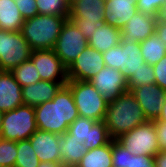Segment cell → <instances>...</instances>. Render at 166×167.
<instances>
[{
	"mask_svg": "<svg viewBox=\"0 0 166 167\" xmlns=\"http://www.w3.org/2000/svg\"><path fill=\"white\" fill-rule=\"evenodd\" d=\"M62 86L59 82L40 80L37 83L22 87L23 105L36 107L50 101Z\"/></svg>",
	"mask_w": 166,
	"mask_h": 167,
	"instance_id": "obj_20",
	"label": "cell"
},
{
	"mask_svg": "<svg viewBox=\"0 0 166 167\" xmlns=\"http://www.w3.org/2000/svg\"><path fill=\"white\" fill-rule=\"evenodd\" d=\"M30 59L38 69L41 80L59 82L63 86L67 84V67L53 49L34 50Z\"/></svg>",
	"mask_w": 166,
	"mask_h": 167,
	"instance_id": "obj_11",
	"label": "cell"
},
{
	"mask_svg": "<svg viewBox=\"0 0 166 167\" xmlns=\"http://www.w3.org/2000/svg\"><path fill=\"white\" fill-rule=\"evenodd\" d=\"M104 67L105 62L102 53L87 46L67 68L68 79L89 81Z\"/></svg>",
	"mask_w": 166,
	"mask_h": 167,
	"instance_id": "obj_12",
	"label": "cell"
},
{
	"mask_svg": "<svg viewBox=\"0 0 166 167\" xmlns=\"http://www.w3.org/2000/svg\"><path fill=\"white\" fill-rule=\"evenodd\" d=\"M105 8V0H71L68 19L97 23V21L105 20Z\"/></svg>",
	"mask_w": 166,
	"mask_h": 167,
	"instance_id": "obj_17",
	"label": "cell"
},
{
	"mask_svg": "<svg viewBox=\"0 0 166 167\" xmlns=\"http://www.w3.org/2000/svg\"><path fill=\"white\" fill-rule=\"evenodd\" d=\"M166 0H136L137 10L158 17L160 10L165 6Z\"/></svg>",
	"mask_w": 166,
	"mask_h": 167,
	"instance_id": "obj_32",
	"label": "cell"
},
{
	"mask_svg": "<svg viewBox=\"0 0 166 167\" xmlns=\"http://www.w3.org/2000/svg\"><path fill=\"white\" fill-rule=\"evenodd\" d=\"M3 114L4 112L0 111V130H1V125H2Z\"/></svg>",
	"mask_w": 166,
	"mask_h": 167,
	"instance_id": "obj_43",
	"label": "cell"
},
{
	"mask_svg": "<svg viewBox=\"0 0 166 167\" xmlns=\"http://www.w3.org/2000/svg\"><path fill=\"white\" fill-rule=\"evenodd\" d=\"M129 167H155L154 157L147 155L130 156Z\"/></svg>",
	"mask_w": 166,
	"mask_h": 167,
	"instance_id": "obj_36",
	"label": "cell"
},
{
	"mask_svg": "<svg viewBox=\"0 0 166 167\" xmlns=\"http://www.w3.org/2000/svg\"><path fill=\"white\" fill-rule=\"evenodd\" d=\"M155 33L161 38L166 47V21L157 20Z\"/></svg>",
	"mask_w": 166,
	"mask_h": 167,
	"instance_id": "obj_38",
	"label": "cell"
},
{
	"mask_svg": "<svg viewBox=\"0 0 166 167\" xmlns=\"http://www.w3.org/2000/svg\"><path fill=\"white\" fill-rule=\"evenodd\" d=\"M66 85L72 92L80 117L105 120L109 102L89 81L68 80Z\"/></svg>",
	"mask_w": 166,
	"mask_h": 167,
	"instance_id": "obj_4",
	"label": "cell"
},
{
	"mask_svg": "<svg viewBox=\"0 0 166 167\" xmlns=\"http://www.w3.org/2000/svg\"><path fill=\"white\" fill-rule=\"evenodd\" d=\"M60 153L61 165L75 167L87 152L84 144H80L77 139H74L69 133L65 132L60 135Z\"/></svg>",
	"mask_w": 166,
	"mask_h": 167,
	"instance_id": "obj_22",
	"label": "cell"
},
{
	"mask_svg": "<svg viewBox=\"0 0 166 167\" xmlns=\"http://www.w3.org/2000/svg\"><path fill=\"white\" fill-rule=\"evenodd\" d=\"M104 18L106 24L122 29L138 11L136 0H105Z\"/></svg>",
	"mask_w": 166,
	"mask_h": 167,
	"instance_id": "obj_18",
	"label": "cell"
},
{
	"mask_svg": "<svg viewBox=\"0 0 166 167\" xmlns=\"http://www.w3.org/2000/svg\"><path fill=\"white\" fill-rule=\"evenodd\" d=\"M105 124L113 140L148 122L136 98L127 91L108 103Z\"/></svg>",
	"mask_w": 166,
	"mask_h": 167,
	"instance_id": "obj_2",
	"label": "cell"
},
{
	"mask_svg": "<svg viewBox=\"0 0 166 167\" xmlns=\"http://www.w3.org/2000/svg\"><path fill=\"white\" fill-rule=\"evenodd\" d=\"M68 16L35 15L24 20L21 33L31 49H53Z\"/></svg>",
	"mask_w": 166,
	"mask_h": 167,
	"instance_id": "obj_3",
	"label": "cell"
},
{
	"mask_svg": "<svg viewBox=\"0 0 166 167\" xmlns=\"http://www.w3.org/2000/svg\"><path fill=\"white\" fill-rule=\"evenodd\" d=\"M160 150H166V123L154 120Z\"/></svg>",
	"mask_w": 166,
	"mask_h": 167,
	"instance_id": "obj_37",
	"label": "cell"
},
{
	"mask_svg": "<svg viewBox=\"0 0 166 167\" xmlns=\"http://www.w3.org/2000/svg\"><path fill=\"white\" fill-rule=\"evenodd\" d=\"M89 82L110 102L128 91L127 80L114 68L105 66Z\"/></svg>",
	"mask_w": 166,
	"mask_h": 167,
	"instance_id": "obj_13",
	"label": "cell"
},
{
	"mask_svg": "<svg viewBox=\"0 0 166 167\" xmlns=\"http://www.w3.org/2000/svg\"><path fill=\"white\" fill-rule=\"evenodd\" d=\"M17 158L14 167H38L40 160L35 154L29 139L17 141Z\"/></svg>",
	"mask_w": 166,
	"mask_h": 167,
	"instance_id": "obj_27",
	"label": "cell"
},
{
	"mask_svg": "<svg viewBox=\"0 0 166 167\" xmlns=\"http://www.w3.org/2000/svg\"><path fill=\"white\" fill-rule=\"evenodd\" d=\"M29 141L40 162H61L60 135L37 129Z\"/></svg>",
	"mask_w": 166,
	"mask_h": 167,
	"instance_id": "obj_15",
	"label": "cell"
},
{
	"mask_svg": "<svg viewBox=\"0 0 166 167\" xmlns=\"http://www.w3.org/2000/svg\"><path fill=\"white\" fill-rule=\"evenodd\" d=\"M75 167H112V141L101 147L87 150Z\"/></svg>",
	"mask_w": 166,
	"mask_h": 167,
	"instance_id": "obj_24",
	"label": "cell"
},
{
	"mask_svg": "<svg viewBox=\"0 0 166 167\" xmlns=\"http://www.w3.org/2000/svg\"><path fill=\"white\" fill-rule=\"evenodd\" d=\"M121 40L120 29L104 24L101 27H96L94 35L88 39V46L104 53L108 49L116 47Z\"/></svg>",
	"mask_w": 166,
	"mask_h": 167,
	"instance_id": "obj_21",
	"label": "cell"
},
{
	"mask_svg": "<svg viewBox=\"0 0 166 167\" xmlns=\"http://www.w3.org/2000/svg\"><path fill=\"white\" fill-rule=\"evenodd\" d=\"M35 109V120L39 130L63 135L69 125L79 117L70 88L64 85L52 100Z\"/></svg>",
	"mask_w": 166,
	"mask_h": 167,
	"instance_id": "obj_1",
	"label": "cell"
},
{
	"mask_svg": "<svg viewBox=\"0 0 166 167\" xmlns=\"http://www.w3.org/2000/svg\"><path fill=\"white\" fill-rule=\"evenodd\" d=\"M68 0H36L37 11L40 15H69Z\"/></svg>",
	"mask_w": 166,
	"mask_h": 167,
	"instance_id": "obj_28",
	"label": "cell"
},
{
	"mask_svg": "<svg viewBox=\"0 0 166 167\" xmlns=\"http://www.w3.org/2000/svg\"><path fill=\"white\" fill-rule=\"evenodd\" d=\"M17 141L0 137V167H14L17 158Z\"/></svg>",
	"mask_w": 166,
	"mask_h": 167,
	"instance_id": "obj_30",
	"label": "cell"
},
{
	"mask_svg": "<svg viewBox=\"0 0 166 167\" xmlns=\"http://www.w3.org/2000/svg\"><path fill=\"white\" fill-rule=\"evenodd\" d=\"M155 83L166 91V55L155 65H153Z\"/></svg>",
	"mask_w": 166,
	"mask_h": 167,
	"instance_id": "obj_34",
	"label": "cell"
},
{
	"mask_svg": "<svg viewBox=\"0 0 166 167\" xmlns=\"http://www.w3.org/2000/svg\"><path fill=\"white\" fill-rule=\"evenodd\" d=\"M158 17L137 11L121 29V41H144L155 33Z\"/></svg>",
	"mask_w": 166,
	"mask_h": 167,
	"instance_id": "obj_16",
	"label": "cell"
},
{
	"mask_svg": "<svg viewBox=\"0 0 166 167\" xmlns=\"http://www.w3.org/2000/svg\"><path fill=\"white\" fill-rule=\"evenodd\" d=\"M24 19L14 0H0V30L21 31Z\"/></svg>",
	"mask_w": 166,
	"mask_h": 167,
	"instance_id": "obj_23",
	"label": "cell"
},
{
	"mask_svg": "<svg viewBox=\"0 0 166 167\" xmlns=\"http://www.w3.org/2000/svg\"><path fill=\"white\" fill-rule=\"evenodd\" d=\"M133 155L155 156L159 151L154 121L136 126L115 139Z\"/></svg>",
	"mask_w": 166,
	"mask_h": 167,
	"instance_id": "obj_8",
	"label": "cell"
},
{
	"mask_svg": "<svg viewBox=\"0 0 166 167\" xmlns=\"http://www.w3.org/2000/svg\"><path fill=\"white\" fill-rule=\"evenodd\" d=\"M140 50L144 62L149 65H155L166 55L164 42L159 38L157 33H153L146 40L140 42Z\"/></svg>",
	"mask_w": 166,
	"mask_h": 167,
	"instance_id": "obj_25",
	"label": "cell"
},
{
	"mask_svg": "<svg viewBox=\"0 0 166 167\" xmlns=\"http://www.w3.org/2000/svg\"><path fill=\"white\" fill-rule=\"evenodd\" d=\"M158 20L166 21V4L165 6L160 10L158 15Z\"/></svg>",
	"mask_w": 166,
	"mask_h": 167,
	"instance_id": "obj_42",
	"label": "cell"
},
{
	"mask_svg": "<svg viewBox=\"0 0 166 167\" xmlns=\"http://www.w3.org/2000/svg\"><path fill=\"white\" fill-rule=\"evenodd\" d=\"M157 120L166 123V91L164 92V102L162 105V111Z\"/></svg>",
	"mask_w": 166,
	"mask_h": 167,
	"instance_id": "obj_40",
	"label": "cell"
},
{
	"mask_svg": "<svg viewBox=\"0 0 166 167\" xmlns=\"http://www.w3.org/2000/svg\"><path fill=\"white\" fill-rule=\"evenodd\" d=\"M67 133L84 144L87 150L109 144L113 140L104 120L94 121L80 116L69 125Z\"/></svg>",
	"mask_w": 166,
	"mask_h": 167,
	"instance_id": "obj_9",
	"label": "cell"
},
{
	"mask_svg": "<svg viewBox=\"0 0 166 167\" xmlns=\"http://www.w3.org/2000/svg\"><path fill=\"white\" fill-rule=\"evenodd\" d=\"M102 55L105 66L119 70L126 80L144 63L138 41H121Z\"/></svg>",
	"mask_w": 166,
	"mask_h": 167,
	"instance_id": "obj_6",
	"label": "cell"
},
{
	"mask_svg": "<svg viewBox=\"0 0 166 167\" xmlns=\"http://www.w3.org/2000/svg\"><path fill=\"white\" fill-rule=\"evenodd\" d=\"M10 72L21 87L37 83L41 80L38 69L35 67L31 59L22 62L19 66L14 67Z\"/></svg>",
	"mask_w": 166,
	"mask_h": 167,
	"instance_id": "obj_26",
	"label": "cell"
},
{
	"mask_svg": "<svg viewBox=\"0 0 166 167\" xmlns=\"http://www.w3.org/2000/svg\"><path fill=\"white\" fill-rule=\"evenodd\" d=\"M32 52L21 31L0 30V71H11L29 60Z\"/></svg>",
	"mask_w": 166,
	"mask_h": 167,
	"instance_id": "obj_7",
	"label": "cell"
},
{
	"mask_svg": "<svg viewBox=\"0 0 166 167\" xmlns=\"http://www.w3.org/2000/svg\"><path fill=\"white\" fill-rule=\"evenodd\" d=\"M132 153L120 145L116 140H112V167H129Z\"/></svg>",
	"mask_w": 166,
	"mask_h": 167,
	"instance_id": "obj_31",
	"label": "cell"
},
{
	"mask_svg": "<svg viewBox=\"0 0 166 167\" xmlns=\"http://www.w3.org/2000/svg\"><path fill=\"white\" fill-rule=\"evenodd\" d=\"M38 167H72V166L61 165V163L40 162Z\"/></svg>",
	"mask_w": 166,
	"mask_h": 167,
	"instance_id": "obj_41",
	"label": "cell"
},
{
	"mask_svg": "<svg viewBox=\"0 0 166 167\" xmlns=\"http://www.w3.org/2000/svg\"><path fill=\"white\" fill-rule=\"evenodd\" d=\"M87 46L88 40L77 26L71 20L67 19L53 50L68 68Z\"/></svg>",
	"mask_w": 166,
	"mask_h": 167,
	"instance_id": "obj_10",
	"label": "cell"
},
{
	"mask_svg": "<svg viewBox=\"0 0 166 167\" xmlns=\"http://www.w3.org/2000/svg\"><path fill=\"white\" fill-rule=\"evenodd\" d=\"M131 94L136 98L148 121L157 120L162 111L164 90L156 83L134 88Z\"/></svg>",
	"mask_w": 166,
	"mask_h": 167,
	"instance_id": "obj_14",
	"label": "cell"
},
{
	"mask_svg": "<svg viewBox=\"0 0 166 167\" xmlns=\"http://www.w3.org/2000/svg\"><path fill=\"white\" fill-rule=\"evenodd\" d=\"M153 83H155L153 66L149 65L147 62H144L142 63V67L128 78L127 87L128 91L130 92L134 88Z\"/></svg>",
	"mask_w": 166,
	"mask_h": 167,
	"instance_id": "obj_29",
	"label": "cell"
},
{
	"mask_svg": "<svg viewBox=\"0 0 166 167\" xmlns=\"http://www.w3.org/2000/svg\"><path fill=\"white\" fill-rule=\"evenodd\" d=\"M24 20L38 15L36 0H14Z\"/></svg>",
	"mask_w": 166,
	"mask_h": 167,
	"instance_id": "obj_33",
	"label": "cell"
},
{
	"mask_svg": "<svg viewBox=\"0 0 166 167\" xmlns=\"http://www.w3.org/2000/svg\"><path fill=\"white\" fill-rule=\"evenodd\" d=\"M77 28L81 31V33L88 40L95 33L96 27H101L106 24L105 20L97 21V23H90L84 21H72Z\"/></svg>",
	"mask_w": 166,
	"mask_h": 167,
	"instance_id": "obj_35",
	"label": "cell"
},
{
	"mask_svg": "<svg viewBox=\"0 0 166 167\" xmlns=\"http://www.w3.org/2000/svg\"><path fill=\"white\" fill-rule=\"evenodd\" d=\"M155 167H166V150H160L154 156Z\"/></svg>",
	"mask_w": 166,
	"mask_h": 167,
	"instance_id": "obj_39",
	"label": "cell"
},
{
	"mask_svg": "<svg viewBox=\"0 0 166 167\" xmlns=\"http://www.w3.org/2000/svg\"><path fill=\"white\" fill-rule=\"evenodd\" d=\"M22 105L21 85L10 71H0V111H11Z\"/></svg>",
	"mask_w": 166,
	"mask_h": 167,
	"instance_id": "obj_19",
	"label": "cell"
},
{
	"mask_svg": "<svg viewBox=\"0 0 166 167\" xmlns=\"http://www.w3.org/2000/svg\"><path fill=\"white\" fill-rule=\"evenodd\" d=\"M37 129L34 107L22 105L4 112L0 137L10 141H21L29 139Z\"/></svg>",
	"mask_w": 166,
	"mask_h": 167,
	"instance_id": "obj_5",
	"label": "cell"
}]
</instances>
